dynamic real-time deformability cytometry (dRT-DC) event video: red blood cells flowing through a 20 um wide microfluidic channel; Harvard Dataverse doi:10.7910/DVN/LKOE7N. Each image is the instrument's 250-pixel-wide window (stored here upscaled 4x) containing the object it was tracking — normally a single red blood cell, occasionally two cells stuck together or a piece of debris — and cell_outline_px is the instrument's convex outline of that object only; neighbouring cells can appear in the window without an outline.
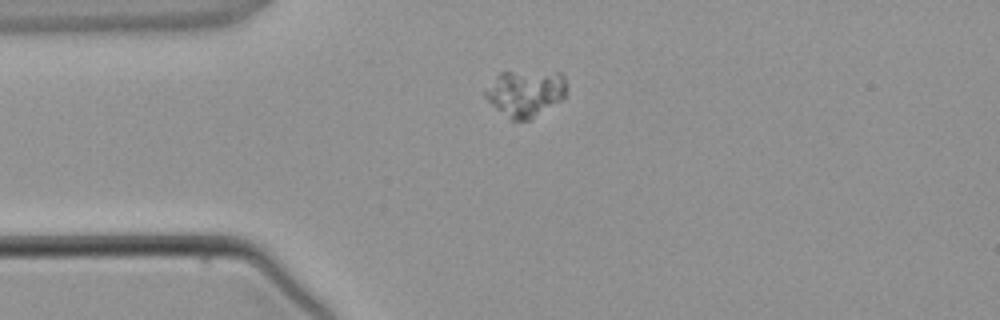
{"species": "common noctule bat (a hibernating species)", "species_latin": "Nyctalus noctula", "temperature_condition": "warm", "stored_images_in_passage": 2, "camera_frame_rate_fps": 3000, "um_per_image_px": 0.085, "animal": {"sex": "male", "body_mass_g": 21.5, "forearm_length_mm": 52.0}, "frame": {"image": 1, "passage_image": 1, "time_ms": 0.0, "image_size_px": [1000, 320], "cell_outline_px": [[564, 96], [560, 100], [528, 120], [512, 120], [496, 108], [484, 96], [484, 92], [496, 76], [500, 72], [560, 72], [564, 76]], "centroid_in_image_um": [44.63, 7.9], "position_along_channel_um": 40.4, "area_um2": 21.39}}